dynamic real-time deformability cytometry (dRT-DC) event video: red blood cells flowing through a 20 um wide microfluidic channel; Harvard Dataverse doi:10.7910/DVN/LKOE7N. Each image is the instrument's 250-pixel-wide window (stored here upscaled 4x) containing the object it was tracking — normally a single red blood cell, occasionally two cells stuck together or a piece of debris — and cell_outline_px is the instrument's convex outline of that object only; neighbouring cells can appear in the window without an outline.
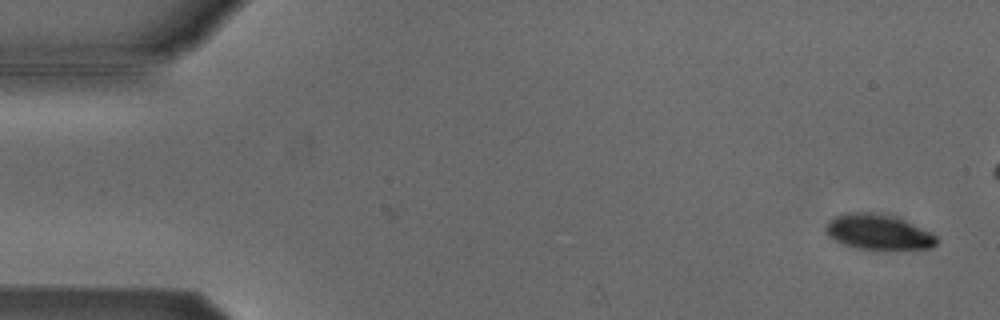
{"species": "Egyptian fruit bat (a non-hibernating species)", "species_latin": "Rousettus aegyptiacus", "temperature_condition": "cold", "stored_images_in_passage": 55, "camera_frame_rate_fps": 3000, "um_per_image_px": 0.085, "animal": {"sex": "male"}, "frame": {"image": 1, "passage_image": 2, "time_ms": 0.333, "image_size_px": [1000, 320], "cell_outline_px": [[936, 244], [932, 248], [856, 248], [844, 244], [828, 236], [824, 228], [828, 220], [836, 216], [848, 212], [880, 212], [896, 216], [936, 236]], "centroid_in_image_um": [74.59, 19.68], "position_along_channel_um": 10.4, "area_um2": 22.37}}
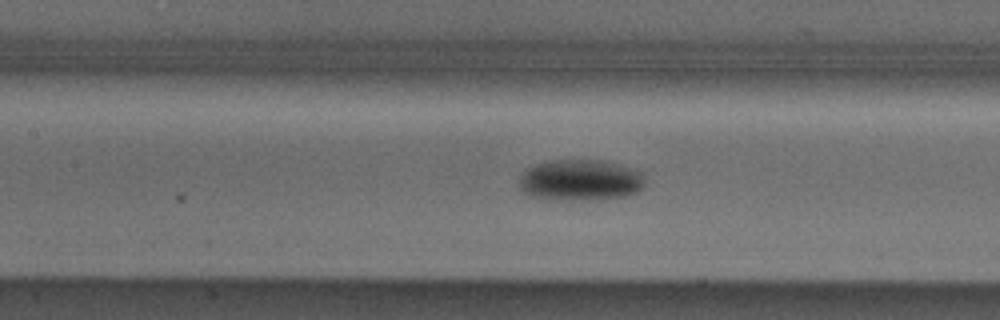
{"frame": {"image": 2, "passage_image": 24, "time_ms": 7.667, "image_size_px": [1000, 320], "cell_outline_px": [[644, 184], [636, 192], [628, 196], [580, 200], [552, 200], [528, 196], [520, 188], [520, 176], [528, 168], [536, 164], [548, 160], [600, 160], [616, 164], [640, 172], [644, 180]], "centroid_in_image_um": [49.27, 15.32], "position_along_channel_um": 158.1, "area_um2": 30.0}}
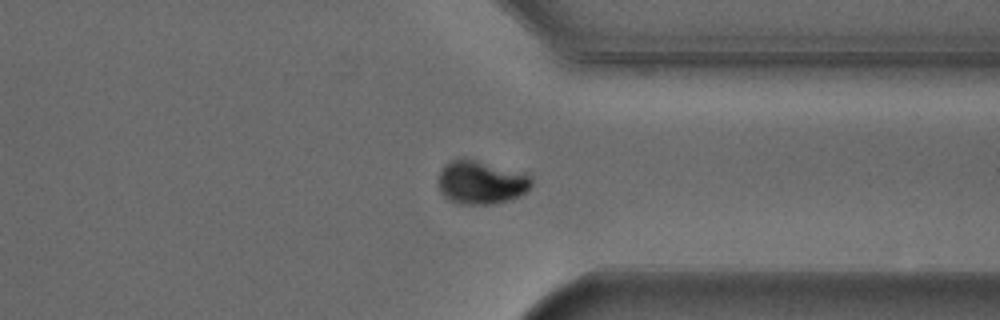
{"frame": {"image": 3, "passage_image": 41, "time_ms": 13.333, "image_size_px": [1000, 320], "cell_outline_px": [[532, 184], [520, 196], [512, 200], [492, 204], [460, 204], [448, 200], [440, 192], [440, 172], [444, 164], [460, 156], [464, 156], [528, 172], [532, 176]], "centroid_in_image_um": [40.94, 15.46], "position_along_channel_um": 370.5, "area_um2": 24.39}, "authors_computed_cell_mechanics": {"area_um2": 25.7788, "velocity_mm_per_s": 3.7926, "shape_relaxation_time_tau1_ms": 1.4378, "shape_relaxation_time_tau2_ms": null, "deformation_change_tau1": 0.0669, "deformation_change_tau2": null}}